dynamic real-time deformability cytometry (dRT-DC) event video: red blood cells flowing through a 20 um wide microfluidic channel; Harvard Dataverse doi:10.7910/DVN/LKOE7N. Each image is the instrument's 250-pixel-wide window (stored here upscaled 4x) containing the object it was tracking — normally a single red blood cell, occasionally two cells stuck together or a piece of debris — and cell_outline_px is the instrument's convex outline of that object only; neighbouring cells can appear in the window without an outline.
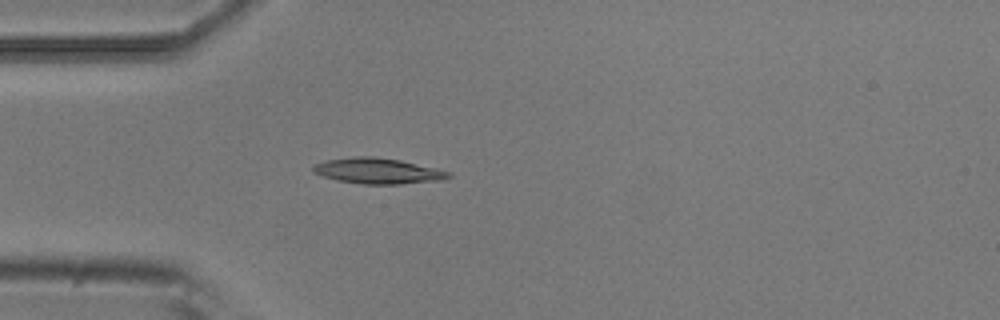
{"species": "common noctule bat (a hibernating species)", "species_latin": "Nyctalus noctula", "temperature_condition": "room temperature", "stored_images_in_passage": 5, "camera_frame_rate_fps": 3000, "um_per_image_px": 0.085, "animal": {"sex": "male", "body_mass_g": 20.5, "forearm_length_mm": 52.5}, "frame": {"image": 1, "passage_image": 5, "time_ms": 1.333, "image_size_px": [1000, 320], "cell_outline_px": [[452, 176], [444, 180], [400, 184], [360, 184], [336, 180], [312, 172], [312, 168], [316, 164], [328, 160], [352, 156], [372, 156], [400, 160], [436, 168], [452, 172]], "centroid_in_image_um": [32.16, 14.53], "position_along_channel_um": 52.8, "area_um2": 20.35}}